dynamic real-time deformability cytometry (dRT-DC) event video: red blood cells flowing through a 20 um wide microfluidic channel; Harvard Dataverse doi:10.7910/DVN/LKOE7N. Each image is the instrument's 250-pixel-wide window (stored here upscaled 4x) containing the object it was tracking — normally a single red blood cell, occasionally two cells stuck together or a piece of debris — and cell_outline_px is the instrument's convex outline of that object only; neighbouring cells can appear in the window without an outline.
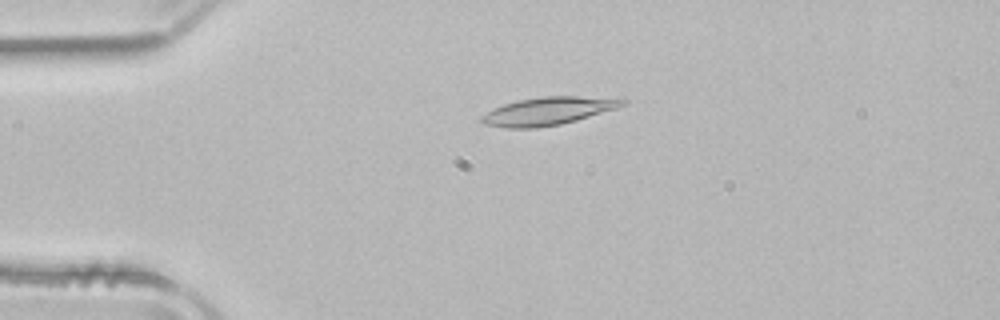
{"species": "common noctule bat (a hibernating species)", "species_latin": "Nyctalus noctula", "temperature_condition": "room temperature", "stored_images_in_passage": 41, "camera_frame_rate_fps": 3000, "um_per_image_px": 0.085, "animal": {"sex": "male", "body_mass_g": 21.5, "forearm_length_mm": 52.0}, "frame": {"image": 1, "passage_image": 1, "time_ms": 0.0, "image_size_px": [1000, 320], "cell_outline_px": [[628, 104], [616, 108], [576, 120], [560, 124], [536, 128], [508, 128], [484, 124], [480, 120], [480, 116], [492, 108], [516, 100], [544, 96], [576, 96], [628, 100]], "centroid_in_image_um": [46.53, 9.44], "position_along_channel_um": 38.5, "area_um2": 22.77}}
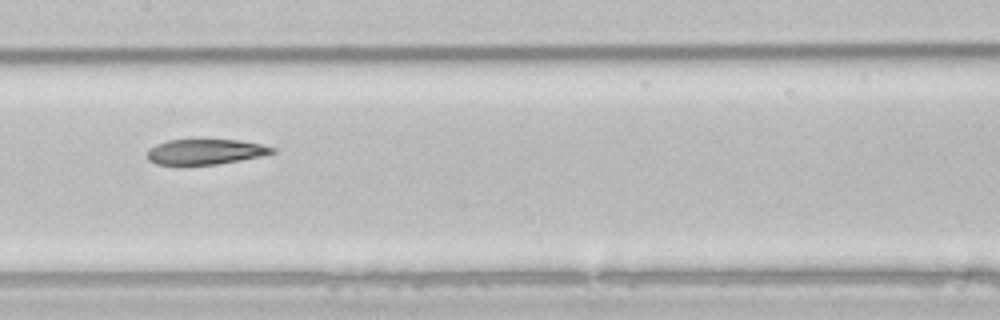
{"frame": {"image": 2, "passage_image": 15, "time_ms": 4.667, "image_size_px": [1000, 320], "cell_outline_px": [[276, 152], [260, 156], [240, 160], [216, 164], [156, 164], [148, 160], [148, 148], [156, 144], [168, 140], [240, 140], [260, 144], [276, 148]], "centroid_in_image_um": [17.46, 12.89], "position_along_channel_um": 189.9, "area_um2": 18.21}}
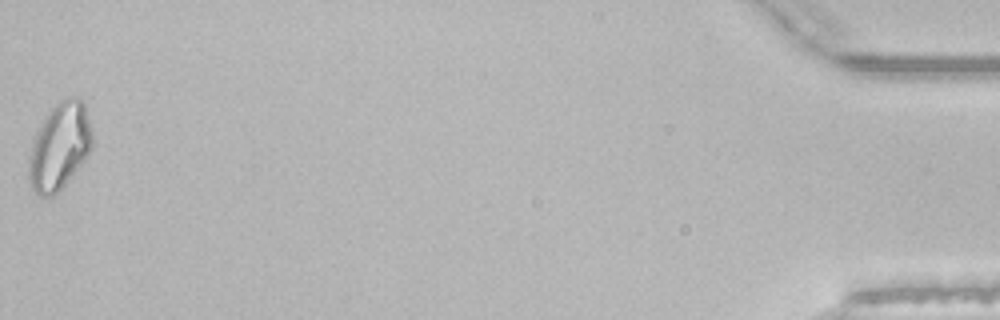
{"frame": {"image": 3, "passage_image": 41, "time_ms": 13.333, "image_size_px": [1000, 320], "cell_outline_px": [[92, 144], [88, 156], [64, 184], [52, 196], [40, 196], [32, 188], [28, 180], [28, 156], [36, 132], [48, 108], [60, 100], [68, 96], [76, 96], [84, 104], [92, 128]], "centroid_in_image_um": [5.04, 12.39], "position_along_channel_um": 430.2, "area_um2": 32.25}, "authors_computed_cell_mechanics": {"area_um2": 21.2704, "velocity_mm_per_s": 3.9215, "shape_relaxation_time_tau1_ms": null, "shape_relaxation_time_tau2_ms": 3.5598, "deformation_change_tau1": null, "deformation_change_tau2": 0.1111}}